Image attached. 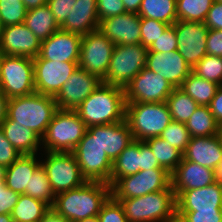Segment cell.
I'll list each match as a JSON object with an SVG mask.
<instances>
[{"label": "cell", "mask_w": 222, "mask_h": 222, "mask_svg": "<svg viewBox=\"0 0 222 222\" xmlns=\"http://www.w3.org/2000/svg\"><path fill=\"white\" fill-rule=\"evenodd\" d=\"M219 85L191 72L183 81L181 89L200 106H209Z\"/></svg>", "instance_id": "33"}, {"label": "cell", "mask_w": 222, "mask_h": 222, "mask_svg": "<svg viewBox=\"0 0 222 222\" xmlns=\"http://www.w3.org/2000/svg\"><path fill=\"white\" fill-rule=\"evenodd\" d=\"M111 196L106 182L87 181L81 186L55 195L52 209L71 222L98 216L102 205Z\"/></svg>", "instance_id": "1"}, {"label": "cell", "mask_w": 222, "mask_h": 222, "mask_svg": "<svg viewBox=\"0 0 222 222\" xmlns=\"http://www.w3.org/2000/svg\"><path fill=\"white\" fill-rule=\"evenodd\" d=\"M214 0H176L177 19L204 23Z\"/></svg>", "instance_id": "36"}, {"label": "cell", "mask_w": 222, "mask_h": 222, "mask_svg": "<svg viewBox=\"0 0 222 222\" xmlns=\"http://www.w3.org/2000/svg\"><path fill=\"white\" fill-rule=\"evenodd\" d=\"M57 110L54 97L35 92L9 99L7 117L14 124L29 128L42 138Z\"/></svg>", "instance_id": "3"}, {"label": "cell", "mask_w": 222, "mask_h": 222, "mask_svg": "<svg viewBox=\"0 0 222 222\" xmlns=\"http://www.w3.org/2000/svg\"><path fill=\"white\" fill-rule=\"evenodd\" d=\"M168 26L169 24L157 21L155 19L140 18V44L148 49L151 44L162 35Z\"/></svg>", "instance_id": "41"}, {"label": "cell", "mask_w": 222, "mask_h": 222, "mask_svg": "<svg viewBox=\"0 0 222 222\" xmlns=\"http://www.w3.org/2000/svg\"><path fill=\"white\" fill-rule=\"evenodd\" d=\"M159 137L169 142L171 146L175 147L182 153L185 152L191 139V135L185 126V123H180L173 120Z\"/></svg>", "instance_id": "39"}, {"label": "cell", "mask_w": 222, "mask_h": 222, "mask_svg": "<svg viewBox=\"0 0 222 222\" xmlns=\"http://www.w3.org/2000/svg\"><path fill=\"white\" fill-rule=\"evenodd\" d=\"M183 158L213 169L222 159L221 134L205 137H191Z\"/></svg>", "instance_id": "23"}, {"label": "cell", "mask_w": 222, "mask_h": 222, "mask_svg": "<svg viewBox=\"0 0 222 222\" xmlns=\"http://www.w3.org/2000/svg\"><path fill=\"white\" fill-rule=\"evenodd\" d=\"M23 24L34 33L40 42L45 41L60 29V25L56 22V19L47 4L27 10Z\"/></svg>", "instance_id": "28"}, {"label": "cell", "mask_w": 222, "mask_h": 222, "mask_svg": "<svg viewBox=\"0 0 222 222\" xmlns=\"http://www.w3.org/2000/svg\"><path fill=\"white\" fill-rule=\"evenodd\" d=\"M151 148L160 167L172 174L183 159V153L161 137L150 138L145 141Z\"/></svg>", "instance_id": "34"}, {"label": "cell", "mask_w": 222, "mask_h": 222, "mask_svg": "<svg viewBox=\"0 0 222 222\" xmlns=\"http://www.w3.org/2000/svg\"><path fill=\"white\" fill-rule=\"evenodd\" d=\"M140 29L139 15L129 12L101 20L98 28L115 45L139 44Z\"/></svg>", "instance_id": "20"}, {"label": "cell", "mask_w": 222, "mask_h": 222, "mask_svg": "<svg viewBox=\"0 0 222 222\" xmlns=\"http://www.w3.org/2000/svg\"><path fill=\"white\" fill-rule=\"evenodd\" d=\"M148 49L139 44L115 45L110 66L102 82L125 88L146 66Z\"/></svg>", "instance_id": "8"}, {"label": "cell", "mask_w": 222, "mask_h": 222, "mask_svg": "<svg viewBox=\"0 0 222 222\" xmlns=\"http://www.w3.org/2000/svg\"><path fill=\"white\" fill-rule=\"evenodd\" d=\"M0 90L9 99L35 93L33 58L4 55L0 69Z\"/></svg>", "instance_id": "9"}, {"label": "cell", "mask_w": 222, "mask_h": 222, "mask_svg": "<svg viewBox=\"0 0 222 222\" xmlns=\"http://www.w3.org/2000/svg\"><path fill=\"white\" fill-rule=\"evenodd\" d=\"M101 82L102 80L97 76L78 67L54 97L57 108L76 110Z\"/></svg>", "instance_id": "16"}, {"label": "cell", "mask_w": 222, "mask_h": 222, "mask_svg": "<svg viewBox=\"0 0 222 222\" xmlns=\"http://www.w3.org/2000/svg\"><path fill=\"white\" fill-rule=\"evenodd\" d=\"M210 111L214 116L216 122L221 126L222 125V85L216 90L215 96L210 102L209 105Z\"/></svg>", "instance_id": "52"}, {"label": "cell", "mask_w": 222, "mask_h": 222, "mask_svg": "<svg viewBox=\"0 0 222 222\" xmlns=\"http://www.w3.org/2000/svg\"><path fill=\"white\" fill-rule=\"evenodd\" d=\"M185 222H222V209L206 211H176Z\"/></svg>", "instance_id": "44"}, {"label": "cell", "mask_w": 222, "mask_h": 222, "mask_svg": "<svg viewBox=\"0 0 222 222\" xmlns=\"http://www.w3.org/2000/svg\"><path fill=\"white\" fill-rule=\"evenodd\" d=\"M133 140L132 132L126 120L99 125V144L112 162Z\"/></svg>", "instance_id": "25"}, {"label": "cell", "mask_w": 222, "mask_h": 222, "mask_svg": "<svg viewBox=\"0 0 222 222\" xmlns=\"http://www.w3.org/2000/svg\"><path fill=\"white\" fill-rule=\"evenodd\" d=\"M3 28H4V25H3L1 17H0V33L2 32Z\"/></svg>", "instance_id": "62"}, {"label": "cell", "mask_w": 222, "mask_h": 222, "mask_svg": "<svg viewBox=\"0 0 222 222\" xmlns=\"http://www.w3.org/2000/svg\"><path fill=\"white\" fill-rule=\"evenodd\" d=\"M170 185L171 174L164 168H154L119 178L111 186V196L114 199L135 198L165 190Z\"/></svg>", "instance_id": "10"}, {"label": "cell", "mask_w": 222, "mask_h": 222, "mask_svg": "<svg viewBox=\"0 0 222 222\" xmlns=\"http://www.w3.org/2000/svg\"><path fill=\"white\" fill-rule=\"evenodd\" d=\"M207 54L222 57V30L208 29Z\"/></svg>", "instance_id": "51"}, {"label": "cell", "mask_w": 222, "mask_h": 222, "mask_svg": "<svg viewBox=\"0 0 222 222\" xmlns=\"http://www.w3.org/2000/svg\"><path fill=\"white\" fill-rule=\"evenodd\" d=\"M19 196V193L8 188L5 183L0 184V214H11Z\"/></svg>", "instance_id": "48"}, {"label": "cell", "mask_w": 222, "mask_h": 222, "mask_svg": "<svg viewBox=\"0 0 222 222\" xmlns=\"http://www.w3.org/2000/svg\"><path fill=\"white\" fill-rule=\"evenodd\" d=\"M98 220L99 222H128L123 206L112 196L102 205Z\"/></svg>", "instance_id": "42"}, {"label": "cell", "mask_w": 222, "mask_h": 222, "mask_svg": "<svg viewBox=\"0 0 222 222\" xmlns=\"http://www.w3.org/2000/svg\"><path fill=\"white\" fill-rule=\"evenodd\" d=\"M191 137H205L220 134V125L214 119L209 106H198L185 123Z\"/></svg>", "instance_id": "32"}, {"label": "cell", "mask_w": 222, "mask_h": 222, "mask_svg": "<svg viewBox=\"0 0 222 222\" xmlns=\"http://www.w3.org/2000/svg\"><path fill=\"white\" fill-rule=\"evenodd\" d=\"M197 76L222 85V57L206 54L193 68Z\"/></svg>", "instance_id": "38"}, {"label": "cell", "mask_w": 222, "mask_h": 222, "mask_svg": "<svg viewBox=\"0 0 222 222\" xmlns=\"http://www.w3.org/2000/svg\"><path fill=\"white\" fill-rule=\"evenodd\" d=\"M115 200L123 206L128 222H168L176 216V196L172 185L144 196Z\"/></svg>", "instance_id": "4"}, {"label": "cell", "mask_w": 222, "mask_h": 222, "mask_svg": "<svg viewBox=\"0 0 222 222\" xmlns=\"http://www.w3.org/2000/svg\"><path fill=\"white\" fill-rule=\"evenodd\" d=\"M77 0H47L56 22L61 26L72 11Z\"/></svg>", "instance_id": "46"}, {"label": "cell", "mask_w": 222, "mask_h": 222, "mask_svg": "<svg viewBox=\"0 0 222 222\" xmlns=\"http://www.w3.org/2000/svg\"><path fill=\"white\" fill-rule=\"evenodd\" d=\"M220 134L222 136V125L220 126Z\"/></svg>", "instance_id": "64"}, {"label": "cell", "mask_w": 222, "mask_h": 222, "mask_svg": "<svg viewBox=\"0 0 222 222\" xmlns=\"http://www.w3.org/2000/svg\"><path fill=\"white\" fill-rule=\"evenodd\" d=\"M27 10L41 7L47 4V0H22Z\"/></svg>", "instance_id": "57"}, {"label": "cell", "mask_w": 222, "mask_h": 222, "mask_svg": "<svg viewBox=\"0 0 222 222\" xmlns=\"http://www.w3.org/2000/svg\"><path fill=\"white\" fill-rule=\"evenodd\" d=\"M0 222H14L11 214H0Z\"/></svg>", "instance_id": "59"}, {"label": "cell", "mask_w": 222, "mask_h": 222, "mask_svg": "<svg viewBox=\"0 0 222 222\" xmlns=\"http://www.w3.org/2000/svg\"><path fill=\"white\" fill-rule=\"evenodd\" d=\"M25 194L47 203L50 207L54 204L55 194L42 165L35 170L30 178L29 188H26Z\"/></svg>", "instance_id": "37"}, {"label": "cell", "mask_w": 222, "mask_h": 222, "mask_svg": "<svg viewBox=\"0 0 222 222\" xmlns=\"http://www.w3.org/2000/svg\"><path fill=\"white\" fill-rule=\"evenodd\" d=\"M114 48L115 44L99 30L82 35L79 67L103 81L109 69Z\"/></svg>", "instance_id": "12"}, {"label": "cell", "mask_w": 222, "mask_h": 222, "mask_svg": "<svg viewBox=\"0 0 222 222\" xmlns=\"http://www.w3.org/2000/svg\"><path fill=\"white\" fill-rule=\"evenodd\" d=\"M47 159L41 162L55 195L86 183L72 152L46 151Z\"/></svg>", "instance_id": "11"}, {"label": "cell", "mask_w": 222, "mask_h": 222, "mask_svg": "<svg viewBox=\"0 0 222 222\" xmlns=\"http://www.w3.org/2000/svg\"><path fill=\"white\" fill-rule=\"evenodd\" d=\"M26 13L22 0H0V17L4 27L22 24Z\"/></svg>", "instance_id": "40"}, {"label": "cell", "mask_w": 222, "mask_h": 222, "mask_svg": "<svg viewBox=\"0 0 222 222\" xmlns=\"http://www.w3.org/2000/svg\"><path fill=\"white\" fill-rule=\"evenodd\" d=\"M160 167L151 148L145 141H140V171L151 170Z\"/></svg>", "instance_id": "49"}, {"label": "cell", "mask_w": 222, "mask_h": 222, "mask_svg": "<svg viewBox=\"0 0 222 222\" xmlns=\"http://www.w3.org/2000/svg\"><path fill=\"white\" fill-rule=\"evenodd\" d=\"M177 48L178 45L175 27L173 25H169L166 30L162 33V35L159 36L157 40L151 44V46L148 48V51L169 53L172 51H176Z\"/></svg>", "instance_id": "43"}, {"label": "cell", "mask_w": 222, "mask_h": 222, "mask_svg": "<svg viewBox=\"0 0 222 222\" xmlns=\"http://www.w3.org/2000/svg\"><path fill=\"white\" fill-rule=\"evenodd\" d=\"M4 56V54L0 51V69H1V62H2V57Z\"/></svg>", "instance_id": "63"}, {"label": "cell", "mask_w": 222, "mask_h": 222, "mask_svg": "<svg viewBox=\"0 0 222 222\" xmlns=\"http://www.w3.org/2000/svg\"><path fill=\"white\" fill-rule=\"evenodd\" d=\"M82 36L61 29L41 42L38 56L59 62H79Z\"/></svg>", "instance_id": "18"}, {"label": "cell", "mask_w": 222, "mask_h": 222, "mask_svg": "<svg viewBox=\"0 0 222 222\" xmlns=\"http://www.w3.org/2000/svg\"><path fill=\"white\" fill-rule=\"evenodd\" d=\"M168 222H185V221L182 218L175 216L174 218H172Z\"/></svg>", "instance_id": "61"}, {"label": "cell", "mask_w": 222, "mask_h": 222, "mask_svg": "<svg viewBox=\"0 0 222 222\" xmlns=\"http://www.w3.org/2000/svg\"><path fill=\"white\" fill-rule=\"evenodd\" d=\"M204 24L208 29L222 30V3L214 0Z\"/></svg>", "instance_id": "50"}, {"label": "cell", "mask_w": 222, "mask_h": 222, "mask_svg": "<svg viewBox=\"0 0 222 222\" xmlns=\"http://www.w3.org/2000/svg\"><path fill=\"white\" fill-rule=\"evenodd\" d=\"M214 182L222 186V159L212 169Z\"/></svg>", "instance_id": "56"}, {"label": "cell", "mask_w": 222, "mask_h": 222, "mask_svg": "<svg viewBox=\"0 0 222 222\" xmlns=\"http://www.w3.org/2000/svg\"><path fill=\"white\" fill-rule=\"evenodd\" d=\"M125 120L129 124L133 139L140 141L159 137L172 121L166 102L126 103Z\"/></svg>", "instance_id": "5"}, {"label": "cell", "mask_w": 222, "mask_h": 222, "mask_svg": "<svg viewBox=\"0 0 222 222\" xmlns=\"http://www.w3.org/2000/svg\"><path fill=\"white\" fill-rule=\"evenodd\" d=\"M38 222H71L56 213L52 208Z\"/></svg>", "instance_id": "53"}, {"label": "cell", "mask_w": 222, "mask_h": 222, "mask_svg": "<svg viewBox=\"0 0 222 222\" xmlns=\"http://www.w3.org/2000/svg\"><path fill=\"white\" fill-rule=\"evenodd\" d=\"M222 209V186L212 183L202 188L182 191L176 197V211Z\"/></svg>", "instance_id": "21"}, {"label": "cell", "mask_w": 222, "mask_h": 222, "mask_svg": "<svg viewBox=\"0 0 222 222\" xmlns=\"http://www.w3.org/2000/svg\"><path fill=\"white\" fill-rule=\"evenodd\" d=\"M50 209L47 203L26 194H20L11 217L14 222H38Z\"/></svg>", "instance_id": "31"}, {"label": "cell", "mask_w": 222, "mask_h": 222, "mask_svg": "<svg viewBox=\"0 0 222 222\" xmlns=\"http://www.w3.org/2000/svg\"><path fill=\"white\" fill-rule=\"evenodd\" d=\"M126 12L138 14L142 0H122Z\"/></svg>", "instance_id": "55"}, {"label": "cell", "mask_w": 222, "mask_h": 222, "mask_svg": "<svg viewBox=\"0 0 222 222\" xmlns=\"http://www.w3.org/2000/svg\"><path fill=\"white\" fill-rule=\"evenodd\" d=\"M7 140L22 155H34L37 153L42 138L33 130L14 124L13 120L8 117L4 120L0 127Z\"/></svg>", "instance_id": "27"}, {"label": "cell", "mask_w": 222, "mask_h": 222, "mask_svg": "<svg viewBox=\"0 0 222 222\" xmlns=\"http://www.w3.org/2000/svg\"><path fill=\"white\" fill-rule=\"evenodd\" d=\"M145 67L161 75L174 88L181 87L192 72L191 67L177 50L169 53L148 51Z\"/></svg>", "instance_id": "19"}, {"label": "cell", "mask_w": 222, "mask_h": 222, "mask_svg": "<svg viewBox=\"0 0 222 222\" xmlns=\"http://www.w3.org/2000/svg\"><path fill=\"white\" fill-rule=\"evenodd\" d=\"M175 27L177 51L191 69L207 54L208 28L201 22L177 20Z\"/></svg>", "instance_id": "15"}, {"label": "cell", "mask_w": 222, "mask_h": 222, "mask_svg": "<svg viewBox=\"0 0 222 222\" xmlns=\"http://www.w3.org/2000/svg\"><path fill=\"white\" fill-rule=\"evenodd\" d=\"M140 171V140H133L114 160L111 186L119 179Z\"/></svg>", "instance_id": "29"}, {"label": "cell", "mask_w": 222, "mask_h": 222, "mask_svg": "<svg viewBox=\"0 0 222 222\" xmlns=\"http://www.w3.org/2000/svg\"><path fill=\"white\" fill-rule=\"evenodd\" d=\"M174 87L161 75L144 67L124 88L126 103L166 102Z\"/></svg>", "instance_id": "13"}, {"label": "cell", "mask_w": 222, "mask_h": 222, "mask_svg": "<svg viewBox=\"0 0 222 222\" xmlns=\"http://www.w3.org/2000/svg\"><path fill=\"white\" fill-rule=\"evenodd\" d=\"M35 92L55 97L63 84L79 67V62L50 61L33 58Z\"/></svg>", "instance_id": "14"}, {"label": "cell", "mask_w": 222, "mask_h": 222, "mask_svg": "<svg viewBox=\"0 0 222 222\" xmlns=\"http://www.w3.org/2000/svg\"><path fill=\"white\" fill-rule=\"evenodd\" d=\"M6 167L0 165V184L5 183Z\"/></svg>", "instance_id": "58"}, {"label": "cell", "mask_w": 222, "mask_h": 222, "mask_svg": "<svg viewBox=\"0 0 222 222\" xmlns=\"http://www.w3.org/2000/svg\"><path fill=\"white\" fill-rule=\"evenodd\" d=\"M86 130L87 126L75 110L58 109L42 137L41 145L46 151L73 152Z\"/></svg>", "instance_id": "7"}, {"label": "cell", "mask_w": 222, "mask_h": 222, "mask_svg": "<svg viewBox=\"0 0 222 222\" xmlns=\"http://www.w3.org/2000/svg\"><path fill=\"white\" fill-rule=\"evenodd\" d=\"M72 153L87 181L106 182L111 186L113 162L99 144V125L87 128Z\"/></svg>", "instance_id": "6"}, {"label": "cell", "mask_w": 222, "mask_h": 222, "mask_svg": "<svg viewBox=\"0 0 222 222\" xmlns=\"http://www.w3.org/2000/svg\"><path fill=\"white\" fill-rule=\"evenodd\" d=\"M75 111L87 128L124 121L125 91L121 87L101 82Z\"/></svg>", "instance_id": "2"}, {"label": "cell", "mask_w": 222, "mask_h": 222, "mask_svg": "<svg viewBox=\"0 0 222 222\" xmlns=\"http://www.w3.org/2000/svg\"><path fill=\"white\" fill-rule=\"evenodd\" d=\"M8 101L9 98L2 90H0V127L4 120L7 118Z\"/></svg>", "instance_id": "54"}, {"label": "cell", "mask_w": 222, "mask_h": 222, "mask_svg": "<svg viewBox=\"0 0 222 222\" xmlns=\"http://www.w3.org/2000/svg\"><path fill=\"white\" fill-rule=\"evenodd\" d=\"M22 154L7 140L0 128V165L6 168L12 165Z\"/></svg>", "instance_id": "47"}, {"label": "cell", "mask_w": 222, "mask_h": 222, "mask_svg": "<svg viewBox=\"0 0 222 222\" xmlns=\"http://www.w3.org/2000/svg\"><path fill=\"white\" fill-rule=\"evenodd\" d=\"M40 47V40L23 23L4 27L0 33V51L4 55L35 58Z\"/></svg>", "instance_id": "17"}, {"label": "cell", "mask_w": 222, "mask_h": 222, "mask_svg": "<svg viewBox=\"0 0 222 222\" xmlns=\"http://www.w3.org/2000/svg\"><path fill=\"white\" fill-rule=\"evenodd\" d=\"M214 183L212 169L184 158L171 174V185L175 196L182 191L206 187Z\"/></svg>", "instance_id": "22"}, {"label": "cell", "mask_w": 222, "mask_h": 222, "mask_svg": "<svg viewBox=\"0 0 222 222\" xmlns=\"http://www.w3.org/2000/svg\"><path fill=\"white\" fill-rule=\"evenodd\" d=\"M124 13H126V10L122 0H97L99 21Z\"/></svg>", "instance_id": "45"}, {"label": "cell", "mask_w": 222, "mask_h": 222, "mask_svg": "<svg viewBox=\"0 0 222 222\" xmlns=\"http://www.w3.org/2000/svg\"><path fill=\"white\" fill-rule=\"evenodd\" d=\"M138 15L173 25L178 20L176 0H142Z\"/></svg>", "instance_id": "30"}, {"label": "cell", "mask_w": 222, "mask_h": 222, "mask_svg": "<svg viewBox=\"0 0 222 222\" xmlns=\"http://www.w3.org/2000/svg\"><path fill=\"white\" fill-rule=\"evenodd\" d=\"M41 165L36 161V154L21 155L12 165L6 168L5 185L19 194H25L29 188L30 178Z\"/></svg>", "instance_id": "26"}, {"label": "cell", "mask_w": 222, "mask_h": 222, "mask_svg": "<svg viewBox=\"0 0 222 222\" xmlns=\"http://www.w3.org/2000/svg\"><path fill=\"white\" fill-rule=\"evenodd\" d=\"M76 222H99V220H98V216H94V217L81 219V220H78Z\"/></svg>", "instance_id": "60"}, {"label": "cell", "mask_w": 222, "mask_h": 222, "mask_svg": "<svg viewBox=\"0 0 222 222\" xmlns=\"http://www.w3.org/2000/svg\"><path fill=\"white\" fill-rule=\"evenodd\" d=\"M99 24L97 0H77L60 29L82 36L98 30Z\"/></svg>", "instance_id": "24"}, {"label": "cell", "mask_w": 222, "mask_h": 222, "mask_svg": "<svg viewBox=\"0 0 222 222\" xmlns=\"http://www.w3.org/2000/svg\"><path fill=\"white\" fill-rule=\"evenodd\" d=\"M166 103L171 114V119L180 123H186L199 106L180 87L174 88L168 96Z\"/></svg>", "instance_id": "35"}]
</instances>
